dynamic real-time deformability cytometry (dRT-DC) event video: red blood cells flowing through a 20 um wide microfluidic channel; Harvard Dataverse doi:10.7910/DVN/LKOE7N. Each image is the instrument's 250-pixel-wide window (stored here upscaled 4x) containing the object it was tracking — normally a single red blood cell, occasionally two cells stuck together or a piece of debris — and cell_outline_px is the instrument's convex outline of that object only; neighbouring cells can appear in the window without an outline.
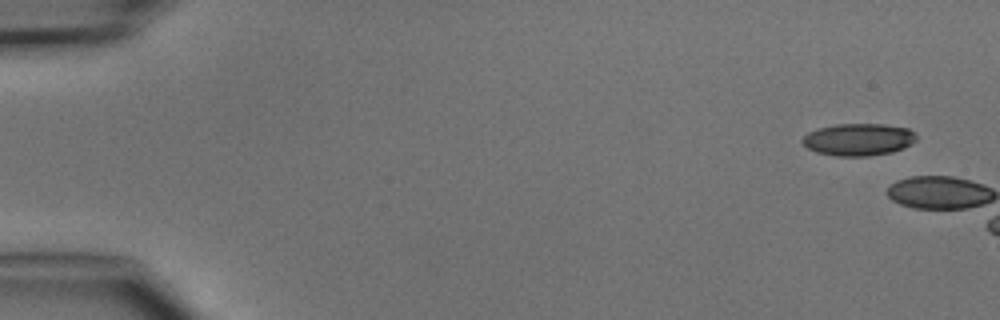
{"species": "common noctule bat (a hibernating species)", "species_latin": "Nyctalus noctula", "temperature_condition": "cold", "stored_images_in_passage": 3, "camera_frame_rate_fps": 3000, "um_per_image_px": 0.085, "animal": {"sex": "male", "body_mass_g": 15.6}, "frame": {"image": 1, "passage_image": 1, "time_ms": 0.0, "image_size_px": [1000, 320], "cell_outline_px": [[916, 140], [912, 144], [904, 148], [892, 152], [868, 156], [836, 156], [816, 152], [808, 148], [800, 140], [808, 132], [816, 128], [836, 124], [884, 124], [908, 128], [916, 132]], "centroid_in_image_um": [72.98, 11.85], "position_along_channel_um": 12.0, "area_um2": 21.62}}